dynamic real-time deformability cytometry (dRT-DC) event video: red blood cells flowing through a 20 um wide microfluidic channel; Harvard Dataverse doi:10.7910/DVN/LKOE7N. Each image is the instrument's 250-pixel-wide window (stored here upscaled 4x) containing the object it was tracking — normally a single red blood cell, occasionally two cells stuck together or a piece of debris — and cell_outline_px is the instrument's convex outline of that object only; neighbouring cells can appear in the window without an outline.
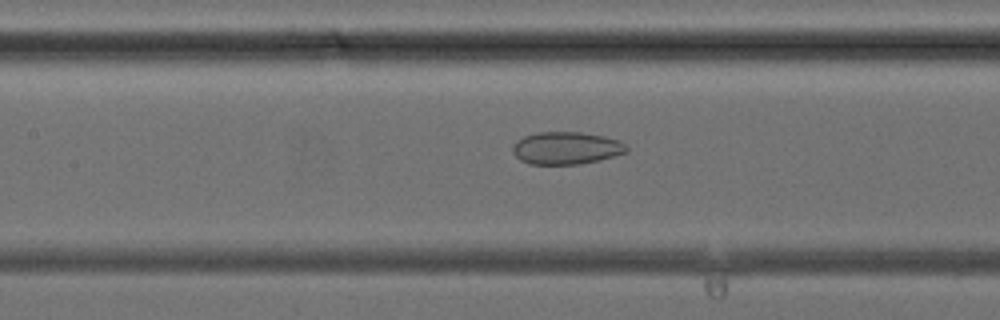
{"species": "common noctule bat (a hibernating species)", "species_latin": "Nyctalus noctula", "temperature_condition": "cold", "stored_images_in_passage": 43, "segment_of_instrument_passage": [1, 2], "camera_frame_rate_fps": 3000, "um_per_image_px": 0.085, "animal": {"sex": "female", "body_mass_g": 24.6, "forearm_length_mm": 56.2}, "frame": {"image": 1, "passage_image": 19, "time_ms": 6.0, "image_size_px": [1000, 320], "cell_outline_px": [[628, 152], [600, 160], [580, 164], [528, 164], [520, 160], [512, 152], [512, 144], [516, 140], [524, 136], [536, 132], [580, 132], [604, 136], [620, 140], [628, 148]], "centroid_in_image_um": [48.11, 12.58], "position_along_channel_um": 159.3, "area_um2": 21.79}}
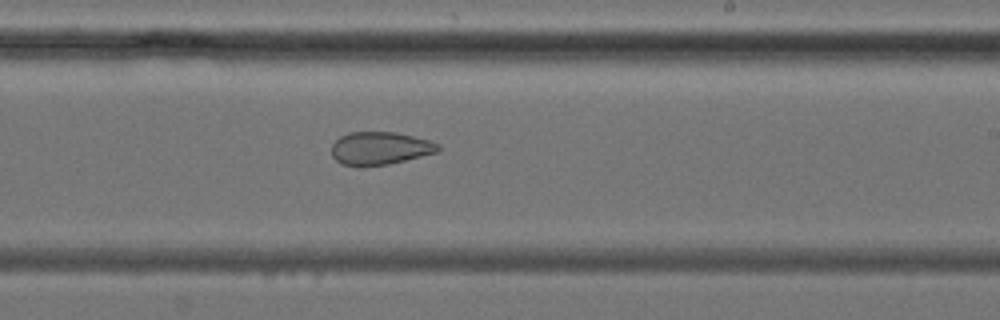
{"frame": {"image": 2, "passage_image": 25, "time_ms": 8.0, "image_size_px": [1000, 320], "cell_outline_px": [[440, 148], [436, 152], [388, 164], [364, 168], [340, 164], [332, 156], [332, 144], [340, 136], [348, 132], [396, 132], [428, 140], [440, 144]], "centroid_in_image_um": [32.24, 12.62], "position_along_channel_um": 256.8, "area_um2": 20.58}}
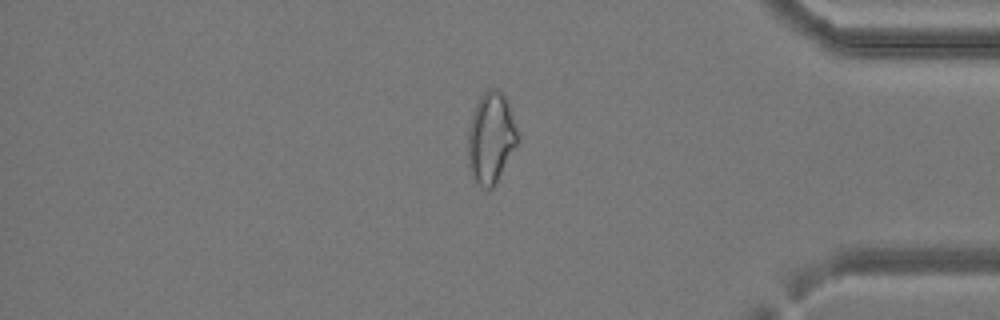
{"frame": {"image": 3, "passage_image": 35, "time_ms": 11.333, "image_size_px": [1000, 320], "cell_outline_px": [[520, 136], [516, 144], [492, 188], [484, 188], [472, 180], [468, 168], [468, 128], [476, 104], [480, 96], [488, 88], [496, 88], [504, 96], [508, 104]], "centroid_in_image_um": [41.7, 11.71], "position_along_channel_um": 393.5, "area_um2": 26.07}}